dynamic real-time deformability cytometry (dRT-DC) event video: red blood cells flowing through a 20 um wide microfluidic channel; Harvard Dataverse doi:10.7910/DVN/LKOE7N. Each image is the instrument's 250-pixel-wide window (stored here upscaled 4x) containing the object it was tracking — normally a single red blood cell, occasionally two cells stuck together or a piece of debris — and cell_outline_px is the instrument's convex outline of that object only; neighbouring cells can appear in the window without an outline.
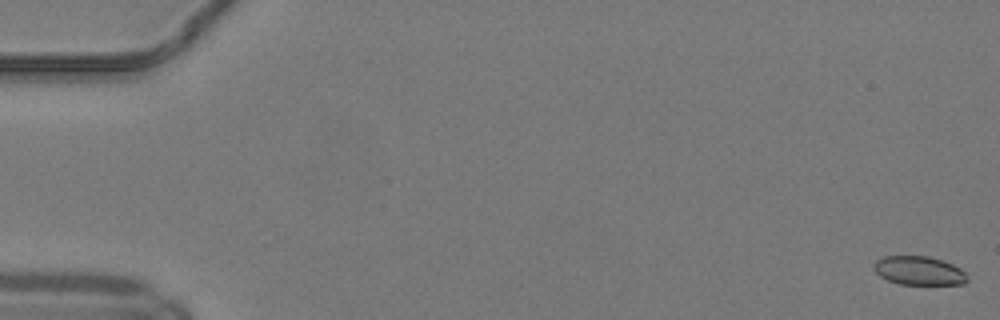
{"species": "common noctule bat (a hibernating species)", "species_latin": "Nyctalus noctula", "temperature_condition": "warm", "stored_images_in_passage": 51, "camera_frame_rate_fps": 3000, "um_per_image_px": 0.085, "animal": {"sex": "male", "body_mass_g": 19.2, "forearm_length_mm": 51.8}, "frame": {"image": 1, "passage_image": 1, "time_ms": 0.0, "image_size_px": [1000, 320], "cell_outline_px": [[968, 280], [964, 284], [900, 284], [888, 280], [880, 276], [872, 268], [872, 264], [876, 260], [884, 256], [928, 256], [952, 264], [960, 268], [968, 276]], "centroid_in_image_um": [78.09, 23.0], "position_along_channel_um": 6.9, "area_um2": 15.66}}
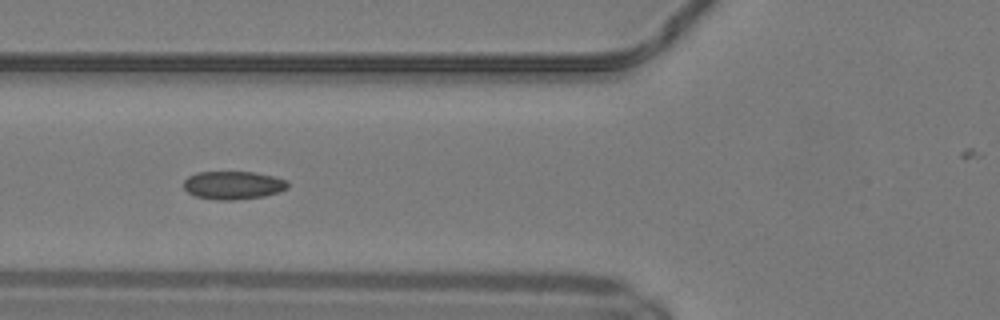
{"frame": {"image": 2, "passage_image": 20, "time_ms": 6.333, "image_size_px": [1000, 320], "cell_outline_px": [[288, 188], [280, 192], [264, 196], [232, 200], [216, 200], [196, 196], [188, 192], [184, 188], [184, 180], [188, 176], [196, 172], [252, 172], [276, 176], [288, 180]], "centroid_in_image_um": [19.85, 15.74], "position_along_channel_um": 106.0, "area_um2": 17.22}}
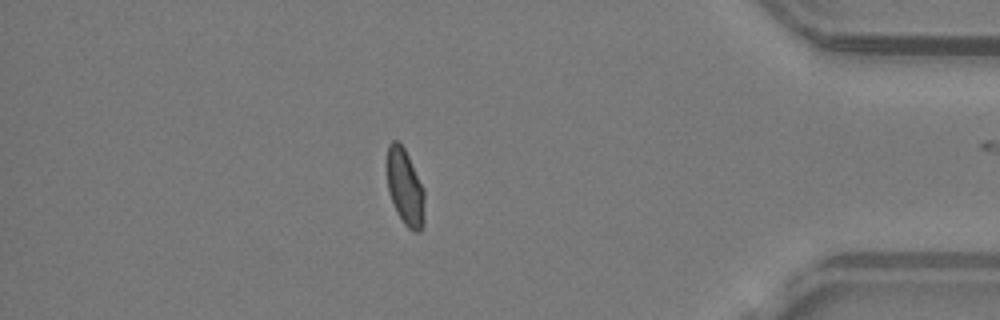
{"frame": {"image": 3, "passage_image": 44, "time_ms": 14.333, "image_size_px": [1000, 320], "cell_outline_px": [[424, 224], [420, 232], [416, 232], [408, 228], [404, 224], [396, 212], [388, 192], [388, 144], [392, 140], [396, 140], [404, 148], [424, 188]], "centroid_in_image_um": [34.45, 15.97], "position_along_channel_um": 400.8, "area_um2": 16.65}, "authors_computed_cell_mechanics": {"area_um2": 16.8198, "velocity_mm_per_s": 4.1659, "shape_relaxation_time_tau1_ms": null, "shape_relaxation_time_tau2_ms": 1.4887, "deformation_change_tau1": null, "deformation_change_tau2": 0.0525}}